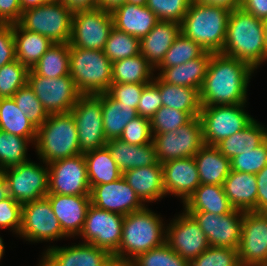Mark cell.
<instances>
[{"label":"cell","instance_id":"cell-1","mask_svg":"<svg viewBox=\"0 0 267 266\" xmlns=\"http://www.w3.org/2000/svg\"><path fill=\"white\" fill-rule=\"evenodd\" d=\"M254 69L244 61L211 53L203 85L201 106L246 104L247 88Z\"/></svg>","mask_w":267,"mask_h":266},{"label":"cell","instance_id":"cell-2","mask_svg":"<svg viewBox=\"0 0 267 266\" xmlns=\"http://www.w3.org/2000/svg\"><path fill=\"white\" fill-rule=\"evenodd\" d=\"M222 54L246 62L254 70L267 60L264 20L242 8L231 11Z\"/></svg>","mask_w":267,"mask_h":266},{"label":"cell","instance_id":"cell-3","mask_svg":"<svg viewBox=\"0 0 267 266\" xmlns=\"http://www.w3.org/2000/svg\"><path fill=\"white\" fill-rule=\"evenodd\" d=\"M161 219L146 206L124 216L122 239L113 256L117 266H127L139 254L166 242V228Z\"/></svg>","mask_w":267,"mask_h":266},{"label":"cell","instance_id":"cell-4","mask_svg":"<svg viewBox=\"0 0 267 266\" xmlns=\"http://www.w3.org/2000/svg\"><path fill=\"white\" fill-rule=\"evenodd\" d=\"M230 11L224 8L190 3L181 25V33L205 51L221 53L226 38Z\"/></svg>","mask_w":267,"mask_h":266},{"label":"cell","instance_id":"cell-5","mask_svg":"<svg viewBox=\"0 0 267 266\" xmlns=\"http://www.w3.org/2000/svg\"><path fill=\"white\" fill-rule=\"evenodd\" d=\"M34 145L37 155L44 164L81 154L72 114L70 112L50 114L37 128Z\"/></svg>","mask_w":267,"mask_h":266},{"label":"cell","instance_id":"cell-6","mask_svg":"<svg viewBox=\"0 0 267 266\" xmlns=\"http://www.w3.org/2000/svg\"><path fill=\"white\" fill-rule=\"evenodd\" d=\"M113 63L102 50L70 47L69 75L81 94L106 93L112 84Z\"/></svg>","mask_w":267,"mask_h":266},{"label":"cell","instance_id":"cell-7","mask_svg":"<svg viewBox=\"0 0 267 266\" xmlns=\"http://www.w3.org/2000/svg\"><path fill=\"white\" fill-rule=\"evenodd\" d=\"M73 12L59 0L22 12L18 22L24 29L47 37L52 43H69Z\"/></svg>","mask_w":267,"mask_h":266},{"label":"cell","instance_id":"cell-8","mask_svg":"<svg viewBox=\"0 0 267 266\" xmlns=\"http://www.w3.org/2000/svg\"><path fill=\"white\" fill-rule=\"evenodd\" d=\"M245 104L201 106L199 118L206 145L216 146L247 127L254 118L244 110Z\"/></svg>","mask_w":267,"mask_h":266},{"label":"cell","instance_id":"cell-9","mask_svg":"<svg viewBox=\"0 0 267 266\" xmlns=\"http://www.w3.org/2000/svg\"><path fill=\"white\" fill-rule=\"evenodd\" d=\"M27 83L49 115L70 112L82 95L70 75L50 79L29 69Z\"/></svg>","mask_w":267,"mask_h":266},{"label":"cell","instance_id":"cell-10","mask_svg":"<svg viewBox=\"0 0 267 266\" xmlns=\"http://www.w3.org/2000/svg\"><path fill=\"white\" fill-rule=\"evenodd\" d=\"M153 143L161 164L173 159L193 157L205 145L201 119L193 117L175 131L155 134Z\"/></svg>","mask_w":267,"mask_h":266},{"label":"cell","instance_id":"cell-11","mask_svg":"<svg viewBox=\"0 0 267 266\" xmlns=\"http://www.w3.org/2000/svg\"><path fill=\"white\" fill-rule=\"evenodd\" d=\"M78 142L82 153L105 147L101 99L97 95L82 94L72 110Z\"/></svg>","mask_w":267,"mask_h":266},{"label":"cell","instance_id":"cell-12","mask_svg":"<svg viewBox=\"0 0 267 266\" xmlns=\"http://www.w3.org/2000/svg\"><path fill=\"white\" fill-rule=\"evenodd\" d=\"M30 160L3 170L9 196L23 205L48 195L49 168Z\"/></svg>","mask_w":267,"mask_h":266},{"label":"cell","instance_id":"cell-13","mask_svg":"<svg viewBox=\"0 0 267 266\" xmlns=\"http://www.w3.org/2000/svg\"><path fill=\"white\" fill-rule=\"evenodd\" d=\"M112 28V14L101 8L75 12L72 16L70 47L103 51Z\"/></svg>","mask_w":267,"mask_h":266},{"label":"cell","instance_id":"cell-14","mask_svg":"<svg viewBox=\"0 0 267 266\" xmlns=\"http://www.w3.org/2000/svg\"><path fill=\"white\" fill-rule=\"evenodd\" d=\"M48 194L90 196L87 164L84 154L48 164Z\"/></svg>","mask_w":267,"mask_h":266},{"label":"cell","instance_id":"cell-15","mask_svg":"<svg viewBox=\"0 0 267 266\" xmlns=\"http://www.w3.org/2000/svg\"><path fill=\"white\" fill-rule=\"evenodd\" d=\"M19 235L26 241H51L68 237L46 197L22 205Z\"/></svg>","mask_w":267,"mask_h":266},{"label":"cell","instance_id":"cell-16","mask_svg":"<svg viewBox=\"0 0 267 266\" xmlns=\"http://www.w3.org/2000/svg\"><path fill=\"white\" fill-rule=\"evenodd\" d=\"M123 221V215L99 209L91 204L79 235L84 237V243L100 247L114 256L122 239Z\"/></svg>","mask_w":267,"mask_h":266},{"label":"cell","instance_id":"cell-17","mask_svg":"<svg viewBox=\"0 0 267 266\" xmlns=\"http://www.w3.org/2000/svg\"><path fill=\"white\" fill-rule=\"evenodd\" d=\"M237 250L241 266H267V213H243L241 239Z\"/></svg>","mask_w":267,"mask_h":266},{"label":"cell","instance_id":"cell-18","mask_svg":"<svg viewBox=\"0 0 267 266\" xmlns=\"http://www.w3.org/2000/svg\"><path fill=\"white\" fill-rule=\"evenodd\" d=\"M205 233L210 247L238 249L244 211L233 209L230 213L187 212Z\"/></svg>","mask_w":267,"mask_h":266},{"label":"cell","instance_id":"cell-19","mask_svg":"<svg viewBox=\"0 0 267 266\" xmlns=\"http://www.w3.org/2000/svg\"><path fill=\"white\" fill-rule=\"evenodd\" d=\"M166 226V243L189 262L210 246L196 220L185 210Z\"/></svg>","mask_w":267,"mask_h":266},{"label":"cell","instance_id":"cell-20","mask_svg":"<svg viewBox=\"0 0 267 266\" xmlns=\"http://www.w3.org/2000/svg\"><path fill=\"white\" fill-rule=\"evenodd\" d=\"M90 200L99 209L123 216L145 207L123 176L113 182L93 186Z\"/></svg>","mask_w":267,"mask_h":266},{"label":"cell","instance_id":"cell-21","mask_svg":"<svg viewBox=\"0 0 267 266\" xmlns=\"http://www.w3.org/2000/svg\"><path fill=\"white\" fill-rule=\"evenodd\" d=\"M40 262L44 266H117L108 251L90 243L49 246Z\"/></svg>","mask_w":267,"mask_h":266},{"label":"cell","instance_id":"cell-22","mask_svg":"<svg viewBox=\"0 0 267 266\" xmlns=\"http://www.w3.org/2000/svg\"><path fill=\"white\" fill-rule=\"evenodd\" d=\"M162 167L165 194L180 197L184 204L201 185L194 156L166 161Z\"/></svg>","mask_w":267,"mask_h":266},{"label":"cell","instance_id":"cell-23","mask_svg":"<svg viewBox=\"0 0 267 266\" xmlns=\"http://www.w3.org/2000/svg\"><path fill=\"white\" fill-rule=\"evenodd\" d=\"M46 198L49 200L63 232L68 237L79 235L91 205L90 196L48 194Z\"/></svg>","mask_w":267,"mask_h":266},{"label":"cell","instance_id":"cell-24","mask_svg":"<svg viewBox=\"0 0 267 266\" xmlns=\"http://www.w3.org/2000/svg\"><path fill=\"white\" fill-rule=\"evenodd\" d=\"M113 27L138 39L145 37L159 22L147 6L125 3L112 13Z\"/></svg>","mask_w":267,"mask_h":266},{"label":"cell","instance_id":"cell-25","mask_svg":"<svg viewBox=\"0 0 267 266\" xmlns=\"http://www.w3.org/2000/svg\"><path fill=\"white\" fill-rule=\"evenodd\" d=\"M180 32L179 23L159 21L145 37L140 39V53L154 69L162 62Z\"/></svg>","mask_w":267,"mask_h":266},{"label":"cell","instance_id":"cell-26","mask_svg":"<svg viewBox=\"0 0 267 266\" xmlns=\"http://www.w3.org/2000/svg\"><path fill=\"white\" fill-rule=\"evenodd\" d=\"M222 186L234 209L257 212L256 174L231 170Z\"/></svg>","mask_w":267,"mask_h":266},{"label":"cell","instance_id":"cell-27","mask_svg":"<svg viewBox=\"0 0 267 266\" xmlns=\"http://www.w3.org/2000/svg\"><path fill=\"white\" fill-rule=\"evenodd\" d=\"M123 178L144 202L156 201L165 194L163 186V167L161 163L127 170Z\"/></svg>","mask_w":267,"mask_h":266},{"label":"cell","instance_id":"cell-28","mask_svg":"<svg viewBox=\"0 0 267 266\" xmlns=\"http://www.w3.org/2000/svg\"><path fill=\"white\" fill-rule=\"evenodd\" d=\"M122 173L127 170L158 163L155 144L133 145L120 139L108 140L105 145Z\"/></svg>","mask_w":267,"mask_h":266},{"label":"cell","instance_id":"cell-29","mask_svg":"<svg viewBox=\"0 0 267 266\" xmlns=\"http://www.w3.org/2000/svg\"><path fill=\"white\" fill-rule=\"evenodd\" d=\"M210 59L211 52L205 51L199 58L192 59L184 64L159 68L158 76L168 84L196 88L200 91Z\"/></svg>","mask_w":267,"mask_h":266},{"label":"cell","instance_id":"cell-30","mask_svg":"<svg viewBox=\"0 0 267 266\" xmlns=\"http://www.w3.org/2000/svg\"><path fill=\"white\" fill-rule=\"evenodd\" d=\"M194 159L201 184L223 185L231 171V160L225 157L216 146L204 145Z\"/></svg>","mask_w":267,"mask_h":266},{"label":"cell","instance_id":"cell-31","mask_svg":"<svg viewBox=\"0 0 267 266\" xmlns=\"http://www.w3.org/2000/svg\"><path fill=\"white\" fill-rule=\"evenodd\" d=\"M13 36L16 59L28 69H32L54 44L47 37L24 29L19 23L13 24Z\"/></svg>","mask_w":267,"mask_h":266},{"label":"cell","instance_id":"cell-32","mask_svg":"<svg viewBox=\"0 0 267 266\" xmlns=\"http://www.w3.org/2000/svg\"><path fill=\"white\" fill-rule=\"evenodd\" d=\"M231 206L222 185L201 184L184 203L186 212L230 213Z\"/></svg>","mask_w":267,"mask_h":266},{"label":"cell","instance_id":"cell-33","mask_svg":"<svg viewBox=\"0 0 267 266\" xmlns=\"http://www.w3.org/2000/svg\"><path fill=\"white\" fill-rule=\"evenodd\" d=\"M101 99L103 130L108 140L119 139L126 125L138 116L137 110L111 98L107 93L96 94Z\"/></svg>","mask_w":267,"mask_h":266},{"label":"cell","instance_id":"cell-34","mask_svg":"<svg viewBox=\"0 0 267 266\" xmlns=\"http://www.w3.org/2000/svg\"><path fill=\"white\" fill-rule=\"evenodd\" d=\"M153 82L158 86L163 106L200 116V91L196 88L177 86L164 82L159 76Z\"/></svg>","mask_w":267,"mask_h":266},{"label":"cell","instance_id":"cell-35","mask_svg":"<svg viewBox=\"0 0 267 266\" xmlns=\"http://www.w3.org/2000/svg\"><path fill=\"white\" fill-rule=\"evenodd\" d=\"M267 139V128L254 119L243 130L220 141L216 147L230 160L244 152L251 151Z\"/></svg>","mask_w":267,"mask_h":266},{"label":"cell","instance_id":"cell-36","mask_svg":"<svg viewBox=\"0 0 267 266\" xmlns=\"http://www.w3.org/2000/svg\"><path fill=\"white\" fill-rule=\"evenodd\" d=\"M87 164L90 188L113 182L123 176L108 148L105 146L83 153Z\"/></svg>","mask_w":267,"mask_h":266},{"label":"cell","instance_id":"cell-37","mask_svg":"<svg viewBox=\"0 0 267 266\" xmlns=\"http://www.w3.org/2000/svg\"><path fill=\"white\" fill-rule=\"evenodd\" d=\"M0 130L35 143L37 127L18 108L13 97L0 98Z\"/></svg>","mask_w":267,"mask_h":266},{"label":"cell","instance_id":"cell-38","mask_svg":"<svg viewBox=\"0 0 267 266\" xmlns=\"http://www.w3.org/2000/svg\"><path fill=\"white\" fill-rule=\"evenodd\" d=\"M112 70V84H148L154 79L152 71L155 69L140 53L137 56L113 62Z\"/></svg>","mask_w":267,"mask_h":266},{"label":"cell","instance_id":"cell-39","mask_svg":"<svg viewBox=\"0 0 267 266\" xmlns=\"http://www.w3.org/2000/svg\"><path fill=\"white\" fill-rule=\"evenodd\" d=\"M32 70L45 78L69 75L70 44L54 43L35 64Z\"/></svg>","mask_w":267,"mask_h":266},{"label":"cell","instance_id":"cell-40","mask_svg":"<svg viewBox=\"0 0 267 266\" xmlns=\"http://www.w3.org/2000/svg\"><path fill=\"white\" fill-rule=\"evenodd\" d=\"M28 143H32L28 138L0 130V170L28 161L26 156Z\"/></svg>","mask_w":267,"mask_h":266},{"label":"cell","instance_id":"cell-41","mask_svg":"<svg viewBox=\"0 0 267 266\" xmlns=\"http://www.w3.org/2000/svg\"><path fill=\"white\" fill-rule=\"evenodd\" d=\"M113 63L140 54V39L113 27L103 50Z\"/></svg>","mask_w":267,"mask_h":266},{"label":"cell","instance_id":"cell-42","mask_svg":"<svg viewBox=\"0 0 267 266\" xmlns=\"http://www.w3.org/2000/svg\"><path fill=\"white\" fill-rule=\"evenodd\" d=\"M204 52L205 50L198 43L180 32L166 52L162 62L155 69L184 64L187 61L199 58Z\"/></svg>","mask_w":267,"mask_h":266},{"label":"cell","instance_id":"cell-43","mask_svg":"<svg viewBox=\"0 0 267 266\" xmlns=\"http://www.w3.org/2000/svg\"><path fill=\"white\" fill-rule=\"evenodd\" d=\"M127 266H189V261L175 253L165 242L157 248L139 254Z\"/></svg>","mask_w":267,"mask_h":266},{"label":"cell","instance_id":"cell-44","mask_svg":"<svg viewBox=\"0 0 267 266\" xmlns=\"http://www.w3.org/2000/svg\"><path fill=\"white\" fill-rule=\"evenodd\" d=\"M29 69L17 59L0 68V98L13 95L27 83Z\"/></svg>","mask_w":267,"mask_h":266},{"label":"cell","instance_id":"cell-45","mask_svg":"<svg viewBox=\"0 0 267 266\" xmlns=\"http://www.w3.org/2000/svg\"><path fill=\"white\" fill-rule=\"evenodd\" d=\"M13 99L18 105V108L37 128L48 119V112L44 109V106L39 101L28 83H26L13 95Z\"/></svg>","mask_w":267,"mask_h":266},{"label":"cell","instance_id":"cell-46","mask_svg":"<svg viewBox=\"0 0 267 266\" xmlns=\"http://www.w3.org/2000/svg\"><path fill=\"white\" fill-rule=\"evenodd\" d=\"M193 117L195 116L191 112L162 106L150 119L152 135L175 131Z\"/></svg>","mask_w":267,"mask_h":266},{"label":"cell","instance_id":"cell-47","mask_svg":"<svg viewBox=\"0 0 267 266\" xmlns=\"http://www.w3.org/2000/svg\"><path fill=\"white\" fill-rule=\"evenodd\" d=\"M189 266H241L238 250L230 247H209L189 262Z\"/></svg>","mask_w":267,"mask_h":266},{"label":"cell","instance_id":"cell-48","mask_svg":"<svg viewBox=\"0 0 267 266\" xmlns=\"http://www.w3.org/2000/svg\"><path fill=\"white\" fill-rule=\"evenodd\" d=\"M192 0H147L146 6L159 21H172L181 24Z\"/></svg>","mask_w":267,"mask_h":266},{"label":"cell","instance_id":"cell-49","mask_svg":"<svg viewBox=\"0 0 267 266\" xmlns=\"http://www.w3.org/2000/svg\"><path fill=\"white\" fill-rule=\"evenodd\" d=\"M267 165V139L251 151L231 159V170L251 174L259 173Z\"/></svg>","mask_w":267,"mask_h":266},{"label":"cell","instance_id":"cell-50","mask_svg":"<svg viewBox=\"0 0 267 266\" xmlns=\"http://www.w3.org/2000/svg\"><path fill=\"white\" fill-rule=\"evenodd\" d=\"M119 139L133 145H144L153 142L150 119L140 115L133 118L126 125Z\"/></svg>","mask_w":267,"mask_h":266},{"label":"cell","instance_id":"cell-51","mask_svg":"<svg viewBox=\"0 0 267 266\" xmlns=\"http://www.w3.org/2000/svg\"><path fill=\"white\" fill-rule=\"evenodd\" d=\"M145 85L140 83L111 84L106 93L116 101L130 105L137 110Z\"/></svg>","mask_w":267,"mask_h":266},{"label":"cell","instance_id":"cell-52","mask_svg":"<svg viewBox=\"0 0 267 266\" xmlns=\"http://www.w3.org/2000/svg\"><path fill=\"white\" fill-rule=\"evenodd\" d=\"M22 205L12 197L0 201V228H10L13 232L21 229Z\"/></svg>","mask_w":267,"mask_h":266},{"label":"cell","instance_id":"cell-53","mask_svg":"<svg viewBox=\"0 0 267 266\" xmlns=\"http://www.w3.org/2000/svg\"><path fill=\"white\" fill-rule=\"evenodd\" d=\"M163 106L158 86L151 81L146 84L137 106V113L141 117H151Z\"/></svg>","mask_w":267,"mask_h":266},{"label":"cell","instance_id":"cell-54","mask_svg":"<svg viewBox=\"0 0 267 266\" xmlns=\"http://www.w3.org/2000/svg\"><path fill=\"white\" fill-rule=\"evenodd\" d=\"M16 60L13 24H0V68Z\"/></svg>","mask_w":267,"mask_h":266},{"label":"cell","instance_id":"cell-55","mask_svg":"<svg viewBox=\"0 0 267 266\" xmlns=\"http://www.w3.org/2000/svg\"><path fill=\"white\" fill-rule=\"evenodd\" d=\"M22 16L19 0H0V24L18 23Z\"/></svg>","mask_w":267,"mask_h":266},{"label":"cell","instance_id":"cell-56","mask_svg":"<svg viewBox=\"0 0 267 266\" xmlns=\"http://www.w3.org/2000/svg\"><path fill=\"white\" fill-rule=\"evenodd\" d=\"M257 177V212L267 213V165L256 174Z\"/></svg>","mask_w":267,"mask_h":266},{"label":"cell","instance_id":"cell-57","mask_svg":"<svg viewBox=\"0 0 267 266\" xmlns=\"http://www.w3.org/2000/svg\"><path fill=\"white\" fill-rule=\"evenodd\" d=\"M241 8L258 19L267 20V0H242Z\"/></svg>","mask_w":267,"mask_h":266},{"label":"cell","instance_id":"cell-58","mask_svg":"<svg viewBox=\"0 0 267 266\" xmlns=\"http://www.w3.org/2000/svg\"><path fill=\"white\" fill-rule=\"evenodd\" d=\"M73 13L98 8V0H59Z\"/></svg>","mask_w":267,"mask_h":266},{"label":"cell","instance_id":"cell-59","mask_svg":"<svg viewBox=\"0 0 267 266\" xmlns=\"http://www.w3.org/2000/svg\"><path fill=\"white\" fill-rule=\"evenodd\" d=\"M198 4L216 6L231 11L241 8L242 0H193Z\"/></svg>","mask_w":267,"mask_h":266},{"label":"cell","instance_id":"cell-60","mask_svg":"<svg viewBox=\"0 0 267 266\" xmlns=\"http://www.w3.org/2000/svg\"><path fill=\"white\" fill-rule=\"evenodd\" d=\"M126 3V0H98V8L112 13L119 6Z\"/></svg>","mask_w":267,"mask_h":266},{"label":"cell","instance_id":"cell-61","mask_svg":"<svg viewBox=\"0 0 267 266\" xmlns=\"http://www.w3.org/2000/svg\"><path fill=\"white\" fill-rule=\"evenodd\" d=\"M19 1H20L22 12H23L29 8L41 6L45 3H48L51 0H19Z\"/></svg>","mask_w":267,"mask_h":266},{"label":"cell","instance_id":"cell-62","mask_svg":"<svg viewBox=\"0 0 267 266\" xmlns=\"http://www.w3.org/2000/svg\"><path fill=\"white\" fill-rule=\"evenodd\" d=\"M8 186L2 170H0V201L9 198Z\"/></svg>","mask_w":267,"mask_h":266},{"label":"cell","instance_id":"cell-63","mask_svg":"<svg viewBox=\"0 0 267 266\" xmlns=\"http://www.w3.org/2000/svg\"><path fill=\"white\" fill-rule=\"evenodd\" d=\"M147 0H126V3L133 4L136 6H146Z\"/></svg>","mask_w":267,"mask_h":266},{"label":"cell","instance_id":"cell-64","mask_svg":"<svg viewBox=\"0 0 267 266\" xmlns=\"http://www.w3.org/2000/svg\"><path fill=\"white\" fill-rule=\"evenodd\" d=\"M4 244H3V239L0 237V260L2 256L4 255Z\"/></svg>","mask_w":267,"mask_h":266},{"label":"cell","instance_id":"cell-65","mask_svg":"<svg viewBox=\"0 0 267 266\" xmlns=\"http://www.w3.org/2000/svg\"><path fill=\"white\" fill-rule=\"evenodd\" d=\"M264 34H265V44L267 47V20H264Z\"/></svg>","mask_w":267,"mask_h":266}]
</instances>
